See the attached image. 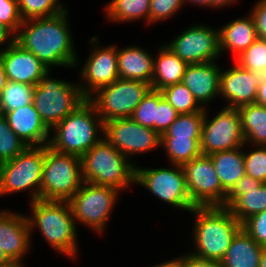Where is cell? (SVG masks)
Wrapping results in <instances>:
<instances>
[{
    "instance_id": "obj_34",
    "label": "cell",
    "mask_w": 266,
    "mask_h": 267,
    "mask_svg": "<svg viewBox=\"0 0 266 267\" xmlns=\"http://www.w3.org/2000/svg\"><path fill=\"white\" fill-rule=\"evenodd\" d=\"M18 7L23 21L52 17L68 10L59 0H18Z\"/></svg>"
},
{
    "instance_id": "obj_32",
    "label": "cell",
    "mask_w": 266,
    "mask_h": 267,
    "mask_svg": "<svg viewBox=\"0 0 266 267\" xmlns=\"http://www.w3.org/2000/svg\"><path fill=\"white\" fill-rule=\"evenodd\" d=\"M204 112L179 114L161 138H201Z\"/></svg>"
},
{
    "instance_id": "obj_13",
    "label": "cell",
    "mask_w": 266,
    "mask_h": 267,
    "mask_svg": "<svg viewBox=\"0 0 266 267\" xmlns=\"http://www.w3.org/2000/svg\"><path fill=\"white\" fill-rule=\"evenodd\" d=\"M204 112L200 147L203 155L243 147L245 138L237 108L224 107L213 118Z\"/></svg>"
},
{
    "instance_id": "obj_4",
    "label": "cell",
    "mask_w": 266,
    "mask_h": 267,
    "mask_svg": "<svg viewBox=\"0 0 266 267\" xmlns=\"http://www.w3.org/2000/svg\"><path fill=\"white\" fill-rule=\"evenodd\" d=\"M50 131L53 135L49 147L60 153L82 157L104 138V122L86 99Z\"/></svg>"
},
{
    "instance_id": "obj_20",
    "label": "cell",
    "mask_w": 266,
    "mask_h": 267,
    "mask_svg": "<svg viewBox=\"0 0 266 267\" xmlns=\"http://www.w3.org/2000/svg\"><path fill=\"white\" fill-rule=\"evenodd\" d=\"M15 134L28 147L48 146L50 129L41 120L33 102L4 114Z\"/></svg>"
},
{
    "instance_id": "obj_29",
    "label": "cell",
    "mask_w": 266,
    "mask_h": 267,
    "mask_svg": "<svg viewBox=\"0 0 266 267\" xmlns=\"http://www.w3.org/2000/svg\"><path fill=\"white\" fill-rule=\"evenodd\" d=\"M228 209L241 224L249 217L266 210V183L258 188L243 190V195Z\"/></svg>"
},
{
    "instance_id": "obj_26",
    "label": "cell",
    "mask_w": 266,
    "mask_h": 267,
    "mask_svg": "<svg viewBox=\"0 0 266 267\" xmlns=\"http://www.w3.org/2000/svg\"><path fill=\"white\" fill-rule=\"evenodd\" d=\"M243 147L215 152L208 155L214 165L222 188L229 193L236 183L246 174ZM242 149V150H241Z\"/></svg>"
},
{
    "instance_id": "obj_44",
    "label": "cell",
    "mask_w": 266,
    "mask_h": 267,
    "mask_svg": "<svg viewBox=\"0 0 266 267\" xmlns=\"http://www.w3.org/2000/svg\"><path fill=\"white\" fill-rule=\"evenodd\" d=\"M255 20L258 38L266 40V0H259L250 12Z\"/></svg>"
},
{
    "instance_id": "obj_30",
    "label": "cell",
    "mask_w": 266,
    "mask_h": 267,
    "mask_svg": "<svg viewBox=\"0 0 266 267\" xmlns=\"http://www.w3.org/2000/svg\"><path fill=\"white\" fill-rule=\"evenodd\" d=\"M201 138H161L160 146L173 165H183L202 155Z\"/></svg>"
},
{
    "instance_id": "obj_5",
    "label": "cell",
    "mask_w": 266,
    "mask_h": 267,
    "mask_svg": "<svg viewBox=\"0 0 266 267\" xmlns=\"http://www.w3.org/2000/svg\"><path fill=\"white\" fill-rule=\"evenodd\" d=\"M105 138L81 157L82 180L118 190L135 184V163Z\"/></svg>"
},
{
    "instance_id": "obj_46",
    "label": "cell",
    "mask_w": 266,
    "mask_h": 267,
    "mask_svg": "<svg viewBox=\"0 0 266 267\" xmlns=\"http://www.w3.org/2000/svg\"><path fill=\"white\" fill-rule=\"evenodd\" d=\"M14 41H15L14 33L5 24L0 22V45L1 46H3L4 44L9 45L10 43H13Z\"/></svg>"
},
{
    "instance_id": "obj_52",
    "label": "cell",
    "mask_w": 266,
    "mask_h": 267,
    "mask_svg": "<svg viewBox=\"0 0 266 267\" xmlns=\"http://www.w3.org/2000/svg\"><path fill=\"white\" fill-rule=\"evenodd\" d=\"M12 260L5 254V252L0 248V266L5 265Z\"/></svg>"
},
{
    "instance_id": "obj_36",
    "label": "cell",
    "mask_w": 266,
    "mask_h": 267,
    "mask_svg": "<svg viewBox=\"0 0 266 267\" xmlns=\"http://www.w3.org/2000/svg\"><path fill=\"white\" fill-rule=\"evenodd\" d=\"M235 62L244 69L266 76V40L257 38Z\"/></svg>"
},
{
    "instance_id": "obj_14",
    "label": "cell",
    "mask_w": 266,
    "mask_h": 267,
    "mask_svg": "<svg viewBox=\"0 0 266 267\" xmlns=\"http://www.w3.org/2000/svg\"><path fill=\"white\" fill-rule=\"evenodd\" d=\"M166 46L187 64L216 62L221 56L219 29L200 23L189 26Z\"/></svg>"
},
{
    "instance_id": "obj_15",
    "label": "cell",
    "mask_w": 266,
    "mask_h": 267,
    "mask_svg": "<svg viewBox=\"0 0 266 267\" xmlns=\"http://www.w3.org/2000/svg\"><path fill=\"white\" fill-rule=\"evenodd\" d=\"M98 39L97 36L90 39L89 43L93 44L92 49H90L91 53L80 69V79H83L81 80L83 84L80 82L79 87L85 99L119 78L118 47L115 45L99 46Z\"/></svg>"
},
{
    "instance_id": "obj_40",
    "label": "cell",
    "mask_w": 266,
    "mask_h": 267,
    "mask_svg": "<svg viewBox=\"0 0 266 267\" xmlns=\"http://www.w3.org/2000/svg\"><path fill=\"white\" fill-rule=\"evenodd\" d=\"M0 22L5 24L14 34L23 23L18 0H0Z\"/></svg>"
},
{
    "instance_id": "obj_51",
    "label": "cell",
    "mask_w": 266,
    "mask_h": 267,
    "mask_svg": "<svg viewBox=\"0 0 266 267\" xmlns=\"http://www.w3.org/2000/svg\"><path fill=\"white\" fill-rule=\"evenodd\" d=\"M184 4L188 2L195 4V5H199V6H205L206 7H210V0H183Z\"/></svg>"
},
{
    "instance_id": "obj_42",
    "label": "cell",
    "mask_w": 266,
    "mask_h": 267,
    "mask_svg": "<svg viewBox=\"0 0 266 267\" xmlns=\"http://www.w3.org/2000/svg\"><path fill=\"white\" fill-rule=\"evenodd\" d=\"M179 113L168 103L159 91V103L156 114V132L161 136L171 126Z\"/></svg>"
},
{
    "instance_id": "obj_53",
    "label": "cell",
    "mask_w": 266,
    "mask_h": 267,
    "mask_svg": "<svg viewBox=\"0 0 266 267\" xmlns=\"http://www.w3.org/2000/svg\"><path fill=\"white\" fill-rule=\"evenodd\" d=\"M25 264L23 262L20 261H11L5 265H2L0 267H25Z\"/></svg>"
},
{
    "instance_id": "obj_6",
    "label": "cell",
    "mask_w": 266,
    "mask_h": 267,
    "mask_svg": "<svg viewBox=\"0 0 266 267\" xmlns=\"http://www.w3.org/2000/svg\"><path fill=\"white\" fill-rule=\"evenodd\" d=\"M82 183L81 157L45 146L40 200L69 201Z\"/></svg>"
},
{
    "instance_id": "obj_11",
    "label": "cell",
    "mask_w": 266,
    "mask_h": 267,
    "mask_svg": "<svg viewBox=\"0 0 266 267\" xmlns=\"http://www.w3.org/2000/svg\"><path fill=\"white\" fill-rule=\"evenodd\" d=\"M172 166L173 168L135 166V184L143 186L173 208L190 212L196 206L191 202L184 170L181 165Z\"/></svg>"
},
{
    "instance_id": "obj_16",
    "label": "cell",
    "mask_w": 266,
    "mask_h": 267,
    "mask_svg": "<svg viewBox=\"0 0 266 267\" xmlns=\"http://www.w3.org/2000/svg\"><path fill=\"white\" fill-rule=\"evenodd\" d=\"M104 138L128 159L160 146L161 136L132 118H118L104 123Z\"/></svg>"
},
{
    "instance_id": "obj_47",
    "label": "cell",
    "mask_w": 266,
    "mask_h": 267,
    "mask_svg": "<svg viewBox=\"0 0 266 267\" xmlns=\"http://www.w3.org/2000/svg\"><path fill=\"white\" fill-rule=\"evenodd\" d=\"M256 104L266 106V76H262L258 86Z\"/></svg>"
},
{
    "instance_id": "obj_19",
    "label": "cell",
    "mask_w": 266,
    "mask_h": 267,
    "mask_svg": "<svg viewBox=\"0 0 266 267\" xmlns=\"http://www.w3.org/2000/svg\"><path fill=\"white\" fill-rule=\"evenodd\" d=\"M31 230L27 215L0 210V248L12 261L22 262L30 250Z\"/></svg>"
},
{
    "instance_id": "obj_54",
    "label": "cell",
    "mask_w": 266,
    "mask_h": 267,
    "mask_svg": "<svg viewBox=\"0 0 266 267\" xmlns=\"http://www.w3.org/2000/svg\"><path fill=\"white\" fill-rule=\"evenodd\" d=\"M260 267H266V247H263L260 259Z\"/></svg>"
},
{
    "instance_id": "obj_3",
    "label": "cell",
    "mask_w": 266,
    "mask_h": 267,
    "mask_svg": "<svg viewBox=\"0 0 266 267\" xmlns=\"http://www.w3.org/2000/svg\"><path fill=\"white\" fill-rule=\"evenodd\" d=\"M30 203L32 215H28L27 219L31 236H33L32 230L38 228L49 246L59 254L74 259L79 252L76 233L77 223H75L68 201L39 199Z\"/></svg>"
},
{
    "instance_id": "obj_48",
    "label": "cell",
    "mask_w": 266,
    "mask_h": 267,
    "mask_svg": "<svg viewBox=\"0 0 266 267\" xmlns=\"http://www.w3.org/2000/svg\"><path fill=\"white\" fill-rule=\"evenodd\" d=\"M152 267H185L184 255L166 262H162Z\"/></svg>"
},
{
    "instance_id": "obj_21",
    "label": "cell",
    "mask_w": 266,
    "mask_h": 267,
    "mask_svg": "<svg viewBox=\"0 0 266 267\" xmlns=\"http://www.w3.org/2000/svg\"><path fill=\"white\" fill-rule=\"evenodd\" d=\"M220 76L221 69L214 61L188 64L182 83L190 90L197 102L206 108L205 105H208L215 97H219Z\"/></svg>"
},
{
    "instance_id": "obj_45",
    "label": "cell",
    "mask_w": 266,
    "mask_h": 267,
    "mask_svg": "<svg viewBox=\"0 0 266 267\" xmlns=\"http://www.w3.org/2000/svg\"><path fill=\"white\" fill-rule=\"evenodd\" d=\"M185 267H223L220 262L203 259L197 256H194L190 252L184 254Z\"/></svg>"
},
{
    "instance_id": "obj_43",
    "label": "cell",
    "mask_w": 266,
    "mask_h": 267,
    "mask_svg": "<svg viewBox=\"0 0 266 267\" xmlns=\"http://www.w3.org/2000/svg\"><path fill=\"white\" fill-rule=\"evenodd\" d=\"M261 184L262 182L245 174L228 193L223 207L229 208L241 195H243V190L258 188Z\"/></svg>"
},
{
    "instance_id": "obj_12",
    "label": "cell",
    "mask_w": 266,
    "mask_h": 267,
    "mask_svg": "<svg viewBox=\"0 0 266 267\" xmlns=\"http://www.w3.org/2000/svg\"><path fill=\"white\" fill-rule=\"evenodd\" d=\"M191 202L196 207L224 206L228 193L222 188L211 158L201 155L182 165Z\"/></svg>"
},
{
    "instance_id": "obj_1",
    "label": "cell",
    "mask_w": 266,
    "mask_h": 267,
    "mask_svg": "<svg viewBox=\"0 0 266 267\" xmlns=\"http://www.w3.org/2000/svg\"><path fill=\"white\" fill-rule=\"evenodd\" d=\"M68 22V10L52 17L23 21L15 34V42L50 70L53 66L77 67L80 61Z\"/></svg>"
},
{
    "instance_id": "obj_17",
    "label": "cell",
    "mask_w": 266,
    "mask_h": 267,
    "mask_svg": "<svg viewBox=\"0 0 266 267\" xmlns=\"http://www.w3.org/2000/svg\"><path fill=\"white\" fill-rule=\"evenodd\" d=\"M0 60L8 81L36 86L50 71L33 53L15 41L1 47Z\"/></svg>"
},
{
    "instance_id": "obj_35",
    "label": "cell",
    "mask_w": 266,
    "mask_h": 267,
    "mask_svg": "<svg viewBox=\"0 0 266 267\" xmlns=\"http://www.w3.org/2000/svg\"><path fill=\"white\" fill-rule=\"evenodd\" d=\"M27 147L11 129L6 117L0 114V164L13 160Z\"/></svg>"
},
{
    "instance_id": "obj_33",
    "label": "cell",
    "mask_w": 266,
    "mask_h": 267,
    "mask_svg": "<svg viewBox=\"0 0 266 267\" xmlns=\"http://www.w3.org/2000/svg\"><path fill=\"white\" fill-rule=\"evenodd\" d=\"M163 97L179 114L205 112L190 90L181 82L161 90Z\"/></svg>"
},
{
    "instance_id": "obj_10",
    "label": "cell",
    "mask_w": 266,
    "mask_h": 267,
    "mask_svg": "<svg viewBox=\"0 0 266 267\" xmlns=\"http://www.w3.org/2000/svg\"><path fill=\"white\" fill-rule=\"evenodd\" d=\"M151 89L149 83L118 78L97 90L87 100L105 123L118 118H131L137 105Z\"/></svg>"
},
{
    "instance_id": "obj_8",
    "label": "cell",
    "mask_w": 266,
    "mask_h": 267,
    "mask_svg": "<svg viewBox=\"0 0 266 267\" xmlns=\"http://www.w3.org/2000/svg\"><path fill=\"white\" fill-rule=\"evenodd\" d=\"M45 146L27 147L13 160L0 164V196L30 190V200L40 199Z\"/></svg>"
},
{
    "instance_id": "obj_9",
    "label": "cell",
    "mask_w": 266,
    "mask_h": 267,
    "mask_svg": "<svg viewBox=\"0 0 266 267\" xmlns=\"http://www.w3.org/2000/svg\"><path fill=\"white\" fill-rule=\"evenodd\" d=\"M121 191L110 186L83 182L68 201L75 223L103 233Z\"/></svg>"
},
{
    "instance_id": "obj_7",
    "label": "cell",
    "mask_w": 266,
    "mask_h": 267,
    "mask_svg": "<svg viewBox=\"0 0 266 267\" xmlns=\"http://www.w3.org/2000/svg\"><path fill=\"white\" fill-rule=\"evenodd\" d=\"M51 70L35 86L33 104L41 120L51 130L86 99L79 84L50 78Z\"/></svg>"
},
{
    "instance_id": "obj_28",
    "label": "cell",
    "mask_w": 266,
    "mask_h": 267,
    "mask_svg": "<svg viewBox=\"0 0 266 267\" xmlns=\"http://www.w3.org/2000/svg\"><path fill=\"white\" fill-rule=\"evenodd\" d=\"M151 0H111L105 6L107 20L112 22H136L144 19L149 24Z\"/></svg>"
},
{
    "instance_id": "obj_27",
    "label": "cell",
    "mask_w": 266,
    "mask_h": 267,
    "mask_svg": "<svg viewBox=\"0 0 266 267\" xmlns=\"http://www.w3.org/2000/svg\"><path fill=\"white\" fill-rule=\"evenodd\" d=\"M245 144L266 146V106L256 103L237 108Z\"/></svg>"
},
{
    "instance_id": "obj_2",
    "label": "cell",
    "mask_w": 266,
    "mask_h": 267,
    "mask_svg": "<svg viewBox=\"0 0 266 267\" xmlns=\"http://www.w3.org/2000/svg\"><path fill=\"white\" fill-rule=\"evenodd\" d=\"M194 256L220 262L242 224L223 206L194 207Z\"/></svg>"
},
{
    "instance_id": "obj_22",
    "label": "cell",
    "mask_w": 266,
    "mask_h": 267,
    "mask_svg": "<svg viewBox=\"0 0 266 267\" xmlns=\"http://www.w3.org/2000/svg\"><path fill=\"white\" fill-rule=\"evenodd\" d=\"M258 38L253 15L228 22L219 29L220 53L232 52L234 59L241 55Z\"/></svg>"
},
{
    "instance_id": "obj_18",
    "label": "cell",
    "mask_w": 266,
    "mask_h": 267,
    "mask_svg": "<svg viewBox=\"0 0 266 267\" xmlns=\"http://www.w3.org/2000/svg\"><path fill=\"white\" fill-rule=\"evenodd\" d=\"M261 74L242 68L238 63L222 70L219 96L226 99V107L239 108L256 102Z\"/></svg>"
},
{
    "instance_id": "obj_24",
    "label": "cell",
    "mask_w": 266,
    "mask_h": 267,
    "mask_svg": "<svg viewBox=\"0 0 266 267\" xmlns=\"http://www.w3.org/2000/svg\"><path fill=\"white\" fill-rule=\"evenodd\" d=\"M262 251L263 246L241 228L220 263L223 267H260Z\"/></svg>"
},
{
    "instance_id": "obj_39",
    "label": "cell",
    "mask_w": 266,
    "mask_h": 267,
    "mask_svg": "<svg viewBox=\"0 0 266 267\" xmlns=\"http://www.w3.org/2000/svg\"><path fill=\"white\" fill-rule=\"evenodd\" d=\"M183 5V0H151L149 24L171 18Z\"/></svg>"
},
{
    "instance_id": "obj_38",
    "label": "cell",
    "mask_w": 266,
    "mask_h": 267,
    "mask_svg": "<svg viewBox=\"0 0 266 267\" xmlns=\"http://www.w3.org/2000/svg\"><path fill=\"white\" fill-rule=\"evenodd\" d=\"M253 148V151L243 152L245 173L255 180L266 183V146L256 145Z\"/></svg>"
},
{
    "instance_id": "obj_31",
    "label": "cell",
    "mask_w": 266,
    "mask_h": 267,
    "mask_svg": "<svg viewBox=\"0 0 266 267\" xmlns=\"http://www.w3.org/2000/svg\"><path fill=\"white\" fill-rule=\"evenodd\" d=\"M35 86L7 81L0 95V114L20 109L33 102Z\"/></svg>"
},
{
    "instance_id": "obj_50",
    "label": "cell",
    "mask_w": 266,
    "mask_h": 267,
    "mask_svg": "<svg viewBox=\"0 0 266 267\" xmlns=\"http://www.w3.org/2000/svg\"><path fill=\"white\" fill-rule=\"evenodd\" d=\"M7 76L5 74L3 65L0 60V95L2 94V91L4 90L6 83H7Z\"/></svg>"
},
{
    "instance_id": "obj_23",
    "label": "cell",
    "mask_w": 266,
    "mask_h": 267,
    "mask_svg": "<svg viewBox=\"0 0 266 267\" xmlns=\"http://www.w3.org/2000/svg\"><path fill=\"white\" fill-rule=\"evenodd\" d=\"M119 78L151 84L154 74V58L140 46L131 45L118 49Z\"/></svg>"
},
{
    "instance_id": "obj_49",
    "label": "cell",
    "mask_w": 266,
    "mask_h": 267,
    "mask_svg": "<svg viewBox=\"0 0 266 267\" xmlns=\"http://www.w3.org/2000/svg\"><path fill=\"white\" fill-rule=\"evenodd\" d=\"M238 0H210V8H221L237 3Z\"/></svg>"
},
{
    "instance_id": "obj_41",
    "label": "cell",
    "mask_w": 266,
    "mask_h": 267,
    "mask_svg": "<svg viewBox=\"0 0 266 267\" xmlns=\"http://www.w3.org/2000/svg\"><path fill=\"white\" fill-rule=\"evenodd\" d=\"M242 228L261 246L266 247V210L242 223Z\"/></svg>"
},
{
    "instance_id": "obj_25",
    "label": "cell",
    "mask_w": 266,
    "mask_h": 267,
    "mask_svg": "<svg viewBox=\"0 0 266 267\" xmlns=\"http://www.w3.org/2000/svg\"><path fill=\"white\" fill-rule=\"evenodd\" d=\"M157 53V56L154 57V74L151 88L161 91L168 86L181 83L188 64L166 45H160Z\"/></svg>"
},
{
    "instance_id": "obj_37",
    "label": "cell",
    "mask_w": 266,
    "mask_h": 267,
    "mask_svg": "<svg viewBox=\"0 0 266 267\" xmlns=\"http://www.w3.org/2000/svg\"><path fill=\"white\" fill-rule=\"evenodd\" d=\"M159 103V91L151 89L135 108L131 118L140 125L156 131V114Z\"/></svg>"
}]
</instances>
